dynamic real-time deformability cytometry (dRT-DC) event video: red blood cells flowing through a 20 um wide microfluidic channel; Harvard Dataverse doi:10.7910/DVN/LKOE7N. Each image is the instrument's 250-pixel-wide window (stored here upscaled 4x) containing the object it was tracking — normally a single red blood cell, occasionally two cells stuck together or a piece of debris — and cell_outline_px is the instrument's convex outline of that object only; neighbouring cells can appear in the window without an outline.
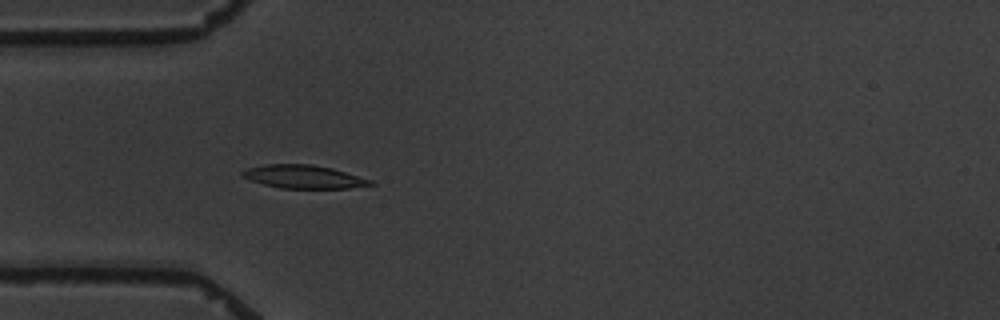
{"species": "common noctule bat (a hibernating species)", "species_latin": "Nyctalus noctula", "temperature_condition": "warm", "stored_images_in_passage": 3, "camera_frame_rate_fps": 3000, "um_per_image_px": 0.085, "animal": {"sex": "male", "body_mass_g": 19.5, "forearm_length_mm": 54.6}, "frame": {"image": 1, "passage_image": 3, "time_ms": 3.333, "image_size_px": [1000, 320], "cell_outline_px": [[376, 184], [348, 188], [280, 188], [264, 184], [240, 176], [240, 172], [248, 168], [268, 164], [312, 164], [332, 168], [372, 180]], "centroid_in_image_um": [25.81, 15.02], "position_along_channel_um": 59.2, "area_um2": 17.22}}